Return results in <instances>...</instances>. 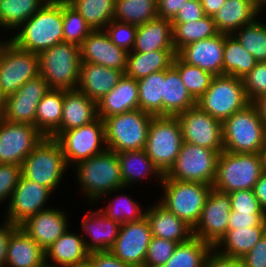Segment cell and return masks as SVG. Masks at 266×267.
Returning a JSON list of instances; mask_svg holds the SVG:
<instances>
[{
	"mask_svg": "<svg viewBox=\"0 0 266 267\" xmlns=\"http://www.w3.org/2000/svg\"><path fill=\"white\" fill-rule=\"evenodd\" d=\"M242 260L245 267H266V233Z\"/></svg>",
	"mask_w": 266,
	"mask_h": 267,
	"instance_id": "obj_55",
	"label": "cell"
},
{
	"mask_svg": "<svg viewBox=\"0 0 266 267\" xmlns=\"http://www.w3.org/2000/svg\"><path fill=\"white\" fill-rule=\"evenodd\" d=\"M48 0H0V28L17 29Z\"/></svg>",
	"mask_w": 266,
	"mask_h": 267,
	"instance_id": "obj_41",
	"label": "cell"
},
{
	"mask_svg": "<svg viewBox=\"0 0 266 267\" xmlns=\"http://www.w3.org/2000/svg\"><path fill=\"white\" fill-rule=\"evenodd\" d=\"M230 213L229 194L212 188L202 209L201 217L193 228V236L214 247L227 232Z\"/></svg>",
	"mask_w": 266,
	"mask_h": 267,
	"instance_id": "obj_16",
	"label": "cell"
},
{
	"mask_svg": "<svg viewBox=\"0 0 266 267\" xmlns=\"http://www.w3.org/2000/svg\"><path fill=\"white\" fill-rule=\"evenodd\" d=\"M52 193L45 186L21 175L7 205L8 213L5 220L20 226L29 217L49 208H46L45 204L50 200Z\"/></svg>",
	"mask_w": 266,
	"mask_h": 267,
	"instance_id": "obj_19",
	"label": "cell"
},
{
	"mask_svg": "<svg viewBox=\"0 0 266 267\" xmlns=\"http://www.w3.org/2000/svg\"><path fill=\"white\" fill-rule=\"evenodd\" d=\"M254 104L256 105L260 118L266 127V95L259 97Z\"/></svg>",
	"mask_w": 266,
	"mask_h": 267,
	"instance_id": "obj_62",
	"label": "cell"
},
{
	"mask_svg": "<svg viewBox=\"0 0 266 267\" xmlns=\"http://www.w3.org/2000/svg\"><path fill=\"white\" fill-rule=\"evenodd\" d=\"M151 237V229L146 217L137 222L123 223L110 251L125 264L144 267Z\"/></svg>",
	"mask_w": 266,
	"mask_h": 267,
	"instance_id": "obj_18",
	"label": "cell"
},
{
	"mask_svg": "<svg viewBox=\"0 0 266 267\" xmlns=\"http://www.w3.org/2000/svg\"><path fill=\"white\" fill-rule=\"evenodd\" d=\"M232 35L240 45L251 54L257 63L266 62V24L257 21V18Z\"/></svg>",
	"mask_w": 266,
	"mask_h": 267,
	"instance_id": "obj_44",
	"label": "cell"
},
{
	"mask_svg": "<svg viewBox=\"0 0 266 267\" xmlns=\"http://www.w3.org/2000/svg\"><path fill=\"white\" fill-rule=\"evenodd\" d=\"M82 235L74 234L68 229L61 237L45 250V260L51 259L48 264L57 267H65L70 264H78L88 259ZM49 257V258H48ZM54 263V264H53Z\"/></svg>",
	"mask_w": 266,
	"mask_h": 267,
	"instance_id": "obj_31",
	"label": "cell"
},
{
	"mask_svg": "<svg viewBox=\"0 0 266 267\" xmlns=\"http://www.w3.org/2000/svg\"><path fill=\"white\" fill-rule=\"evenodd\" d=\"M4 101H5V98L0 93V116H1L3 109H4Z\"/></svg>",
	"mask_w": 266,
	"mask_h": 267,
	"instance_id": "obj_66",
	"label": "cell"
},
{
	"mask_svg": "<svg viewBox=\"0 0 266 267\" xmlns=\"http://www.w3.org/2000/svg\"><path fill=\"white\" fill-rule=\"evenodd\" d=\"M219 154L218 151L183 142L174 165L163 178L213 186Z\"/></svg>",
	"mask_w": 266,
	"mask_h": 267,
	"instance_id": "obj_12",
	"label": "cell"
},
{
	"mask_svg": "<svg viewBox=\"0 0 266 267\" xmlns=\"http://www.w3.org/2000/svg\"><path fill=\"white\" fill-rule=\"evenodd\" d=\"M17 227L8 220L0 225V267H5L6 265L9 238Z\"/></svg>",
	"mask_w": 266,
	"mask_h": 267,
	"instance_id": "obj_59",
	"label": "cell"
},
{
	"mask_svg": "<svg viewBox=\"0 0 266 267\" xmlns=\"http://www.w3.org/2000/svg\"><path fill=\"white\" fill-rule=\"evenodd\" d=\"M262 173L258 153L222 151L217 161V175L213 188L223 193L253 190Z\"/></svg>",
	"mask_w": 266,
	"mask_h": 267,
	"instance_id": "obj_6",
	"label": "cell"
},
{
	"mask_svg": "<svg viewBox=\"0 0 266 267\" xmlns=\"http://www.w3.org/2000/svg\"><path fill=\"white\" fill-rule=\"evenodd\" d=\"M50 90L42 76L27 81L14 94L5 98L1 117L11 123L35 126L38 104Z\"/></svg>",
	"mask_w": 266,
	"mask_h": 267,
	"instance_id": "obj_17",
	"label": "cell"
},
{
	"mask_svg": "<svg viewBox=\"0 0 266 267\" xmlns=\"http://www.w3.org/2000/svg\"><path fill=\"white\" fill-rule=\"evenodd\" d=\"M4 41H5V39L4 40L2 39V42H0V48L4 44Z\"/></svg>",
	"mask_w": 266,
	"mask_h": 267,
	"instance_id": "obj_68",
	"label": "cell"
},
{
	"mask_svg": "<svg viewBox=\"0 0 266 267\" xmlns=\"http://www.w3.org/2000/svg\"><path fill=\"white\" fill-rule=\"evenodd\" d=\"M183 142L221 153L224 148L222 122L202 111L197 105L177 115Z\"/></svg>",
	"mask_w": 266,
	"mask_h": 267,
	"instance_id": "obj_15",
	"label": "cell"
},
{
	"mask_svg": "<svg viewBox=\"0 0 266 267\" xmlns=\"http://www.w3.org/2000/svg\"><path fill=\"white\" fill-rule=\"evenodd\" d=\"M173 45L178 52L182 47L216 36L217 30L215 21L210 16H205L198 21L187 23H172Z\"/></svg>",
	"mask_w": 266,
	"mask_h": 267,
	"instance_id": "obj_38",
	"label": "cell"
},
{
	"mask_svg": "<svg viewBox=\"0 0 266 267\" xmlns=\"http://www.w3.org/2000/svg\"><path fill=\"white\" fill-rule=\"evenodd\" d=\"M223 151L258 153L266 142V127L251 102L222 122Z\"/></svg>",
	"mask_w": 266,
	"mask_h": 267,
	"instance_id": "obj_3",
	"label": "cell"
},
{
	"mask_svg": "<svg viewBox=\"0 0 266 267\" xmlns=\"http://www.w3.org/2000/svg\"><path fill=\"white\" fill-rule=\"evenodd\" d=\"M21 175V166L16 164H0V202L4 200L10 201Z\"/></svg>",
	"mask_w": 266,
	"mask_h": 267,
	"instance_id": "obj_52",
	"label": "cell"
},
{
	"mask_svg": "<svg viewBox=\"0 0 266 267\" xmlns=\"http://www.w3.org/2000/svg\"><path fill=\"white\" fill-rule=\"evenodd\" d=\"M260 11L253 0H226L223 6L213 15L217 30L220 33L232 34L244 25L258 18Z\"/></svg>",
	"mask_w": 266,
	"mask_h": 267,
	"instance_id": "obj_30",
	"label": "cell"
},
{
	"mask_svg": "<svg viewBox=\"0 0 266 267\" xmlns=\"http://www.w3.org/2000/svg\"><path fill=\"white\" fill-rule=\"evenodd\" d=\"M176 50H154L147 53L129 52L124 74L135 80L167 70L173 62Z\"/></svg>",
	"mask_w": 266,
	"mask_h": 267,
	"instance_id": "obj_33",
	"label": "cell"
},
{
	"mask_svg": "<svg viewBox=\"0 0 266 267\" xmlns=\"http://www.w3.org/2000/svg\"><path fill=\"white\" fill-rule=\"evenodd\" d=\"M98 118L97 102L78 89L64 90L60 127L50 136L57 139L63 132L89 124Z\"/></svg>",
	"mask_w": 266,
	"mask_h": 267,
	"instance_id": "obj_23",
	"label": "cell"
},
{
	"mask_svg": "<svg viewBox=\"0 0 266 267\" xmlns=\"http://www.w3.org/2000/svg\"><path fill=\"white\" fill-rule=\"evenodd\" d=\"M206 267H245V265L242 258L228 257L212 249L207 258Z\"/></svg>",
	"mask_w": 266,
	"mask_h": 267,
	"instance_id": "obj_57",
	"label": "cell"
},
{
	"mask_svg": "<svg viewBox=\"0 0 266 267\" xmlns=\"http://www.w3.org/2000/svg\"><path fill=\"white\" fill-rule=\"evenodd\" d=\"M172 65L178 70L182 82L196 101L208 90L214 78V75L200 67L183 62L177 55L174 56Z\"/></svg>",
	"mask_w": 266,
	"mask_h": 267,
	"instance_id": "obj_45",
	"label": "cell"
},
{
	"mask_svg": "<svg viewBox=\"0 0 266 267\" xmlns=\"http://www.w3.org/2000/svg\"><path fill=\"white\" fill-rule=\"evenodd\" d=\"M45 136L33 125L11 123L0 116V164L21 166Z\"/></svg>",
	"mask_w": 266,
	"mask_h": 267,
	"instance_id": "obj_14",
	"label": "cell"
},
{
	"mask_svg": "<svg viewBox=\"0 0 266 267\" xmlns=\"http://www.w3.org/2000/svg\"><path fill=\"white\" fill-rule=\"evenodd\" d=\"M154 50H175L171 20L157 17L137 26L135 45L131 52L147 53Z\"/></svg>",
	"mask_w": 266,
	"mask_h": 267,
	"instance_id": "obj_29",
	"label": "cell"
},
{
	"mask_svg": "<svg viewBox=\"0 0 266 267\" xmlns=\"http://www.w3.org/2000/svg\"><path fill=\"white\" fill-rule=\"evenodd\" d=\"M228 194L231 200V211L240 213H265L255 197L253 190H239Z\"/></svg>",
	"mask_w": 266,
	"mask_h": 267,
	"instance_id": "obj_51",
	"label": "cell"
},
{
	"mask_svg": "<svg viewBox=\"0 0 266 267\" xmlns=\"http://www.w3.org/2000/svg\"><path fill=\"white\" fill-rule=\"evenodd\" d=\"M139 109L153 116H163L164 70L137 80Z\"/></svg>",
	"mask_w": 266,
	"mask_h": 267,
	"instance_id": "obj_40",
	"label": "cell"
},
{
	"mask_svg": "<svg viewBox=\"0 0 266 267\" xmlns=\"http://www.w3.org/2000/svg\"><path fill=\"white\" fill-rule=\"evenodd\" d=\"M242 80L250 102L254 103L259 97L266 95V62L256 63Z\"/></svg>",
	"mask_w": 266,
	"mask_h": 267,
	"instance_id": "obj_50",
	"label": "cell"
},
{
	"mask_svg": "<svg viewBox=\"0 0 266 267\" xmlns=\"http://www.w3.org/2000/svg\"><path fill=\"white\" fill-rule=\"evenodd\" d=\"M104 30L116 46L128 53L133 50L137 26L113 19Z\"/></svg>",
	"mask_w": 266,
	"mask_h": 267,
	"instance_id": "obj_49",
	"label": "cell"
},
{
	"mask_svg": "<svg viewBox=\"0 0 266 267\" xmlns=\"http://www.w3.org/2000/svg\"><path fill=\"white\" fill-rule=\"evenodd\" d=\"M9 39L20 49L40 54L64 42L63 0H48Z\"/></svg>",
	"mask_w": 266,
	"mask_h": 267,
	"instance_id": "obj_1",
	"label": "cell"
},
{
	"mask_svg": "<svg viewBox=\"0 0 266 267\" xmlns=\"http://www.w3.org/2000/svg\"><path fill=\"white\" fill-rule=\"evenodd\" d=\"M213 246L192 236L188 241L178 243L172 256L162 267H206V261Z\"/></svg>",
	"mask_w": 266,
	"mask_h": 267,
	"instance_id": "obj_37",
	"label": "cell"
},
{
	"mask_svg": "<svg viewBox=\"0 0 266 267\" xmlns=\"http://www.w3.org/2000/svg\"><path fill=\"white\" fill-rule=\"evenodd\" d=\"M56 140L62 147L68 167L107 149L105 125L99 117L89 124L63 132Z\"/></svg>",
	"mask_w": 266,
	"mask_h": 267,
	"instance_id": "obj_13",
	"label": "cell"
},
{
	"mask_svg": "<svg viewBox=\"0 0 266 267\" xmlns=\"http://www.w3.org/2000/svg\"><path fill=\"white\" fill-rule=\"evenodd\" d=\"M40 75V56L25 51L10 40L0 48V93L4 98L14 94L27 81Z\"/></svg>",
	"mask_w": 266,
	"mask_h": 267,
	"instance_id": "obj_11",
	"label": "cell"
},
{
	"mask_svg": "<svg viewBox=\"0 0 266 267\" xmlns=\"http://www.w3.org/2000/svg\"><path fill=\"white\" fill-rule=\"evenodd\" d=\"M39 267H57L55 265H51V264H48V262H45L44 264H42L41 266Z\"/></svg>",
	"mask_w": 266,
	"mask_h": 267,
	"instance_id": "obj_67",
	"label": "cell"
},
{
	"mask_svg": "<svg viewBox=\"0 0 266 267\" xmlns=\"http://www.w3.org/2000/svg\"><path fill=\"white\" fill-rule=\"evenodd\" d=\"M40 76L50 89L75 90L81 64L80 47L62 42L40 54Z\"/></svg>",
	"mask_w": 266,
	"mask_h": 267,
	"instance_id": "obj_7",
	"label": "cell"
},
{
	"mask_svg": "<svg viewBox=\"0 0 266 267\" xmlns=\"http://www.w3.org/2000/svg\"><path fill=\"white\" fill-rule=\"evenodd\" d=\"M64 90L50 89L36 110L35 127L50 137L59 127L63 112Z\"/></svg>",
	"mask_w": 266,
	"mask_h": 267,
	"instance_id": "obj_36",
	"label": "cell"
},
{
	"mask_svg": "<svg viewBox=\"0 0 266 267\" xmlns=\"http://www.w3.org/2000/svg\"><path fill=\"white\" fill-rule=\"evenodd\" d=\"M65 213L51 207L29 217L19 227L46 250L68 230V217Z\"/></svg>",
	"mask_w": 266,
	"mask_h": 267,
	"instance_id": "obj_22",
	"label": "cell"
},
{
	"mask_svg": "<svg viewBox=\"0 0 266 267\" xmlns=\"http://www.w3.org/2000/svg\"><path fill=\"white\" fill-rule=\"evenodd\" d=\"M82 230L90 241L84 238L86 250L89 253L110 250L114 245L121 224L108 218L100 210L86 214L81 220Z\"/></svg>",
	"mask_w": 266,
	"mask_h": 267,
	"instance_id": "obj_27",
	"label": "cell"
},
{
	"mask_svg": "<svg viewBox=\"0 0 266 267\" xmlns=\"http://www.w3.org/2000/svg\"><path fill=\"white\" fill-rule=\"evenodd\" d=\"M225 33L199 40L182 47L177 56L185 63L197 66L210 74L223 75Z\"/></svg>",
	"mask_w": 266,
	"mask_h": 267,
	"instance_id": "obj_21",
	"label": "cell"
},
{
	"mask_svg": "<svg viewBox=\"0 0 266 267\" xmlns=\"http://www.w3.org/2000/svg\"><path fill=\"white\" fill-rule=\"evenodd\" d=\"M67 167L60 143L56 139L45 137L25 158L21 173L28 180L54 192L59 188Z\"/></svg>",
	"mask_w": 266,
	"mask_h": 267,
	"instance_id": "obj_5",
	"label": "cell"
},
{
	"mask_svg": "<svg viewBox=\"0 0 266 267\" xmlns=\"http://www.w3.org/2000/svg\"><path fill=\"white\" fill-rule=\"evenodd\" d=\"M205 13L200 0H187L178 11L171 23H187L198 21L205 17Z\"/></svg>",
	"mask_w": 266,
	"mask_h": 267,
	"instance_id": "obj_54",
	"label": "cell"
},
{
	"mask_svg": "<svg viewBox=\"0 0 266 267\" xmlns=\"http://www.w3.org/2000/svg\"><path fill=\"white\" fill-rule=\"evenodd\" d=\"M152 118L136 109L104 119L107 149L116 153L144 149Z\"/></svg>",
	"mask_w": 266,
	"mask_h": 267,
	"instance_id": "obj_8",
	"label": "cell"
},
{
	"mask_svg": "<svg viewBox=\"0 0 266 267\" xmlns=\"http://www.w3.org/2000/svg\"><path fill=\"white\" fill-rule=\"evenodd\" d=\"M256 60L249 54L232 34H225L223 75L243 79L256 65Z\"/></svg>",
	"mask_w": 266,
	"mask_h": 267,
	"instance_id": "obj_39",
	"label": "cell"
},
{
	"mask_svg": "<svg viewBox=\"0 0 266 267\" xmlns=\"http://www.w3.org/2000/svg\"><path fill=\"white\" fill-rule=\"evenodd\" d=\"M254 194L266 213V172H263L254 186Z\"/></svg>",
	"mask_w": 266,
	"mask_h": 267,
	"instance_id": "obj_60",
	"label": "cell"
},
{
	"mask_svg": "<svg viewBox=\"0 0 266 267\" xmlns=\"http://www.w3.org/2000/svg\"><path fill=\"white\" fill-rule=\"evenodd\" d=\"M266 213H240L231 211L227 230L248 228L253 226H266Z\"/></svg>",
	"mask_w": 266,
	"mask_h": 267,
	"instance_id": "obj_53",
	"label": "cell"
},
{
	"mask_svg": "<svg viewBox=\"0 0 266 267\" xmlns=\"http://www.w3.org/2000/svg\"><path fill=\"white\" fill-rule=\"evenodd\" d=\"M97 108L98 117L101 120L139 109L137 80L123 74L118 84L97 103Z\"/></svg>",
	"mask_w": 266,
	"mask_h": 267,
	"instance_id": "obj_25",
	"label": "cell"
},
{
	"mask_svg": "<svg viewBox=\"0 0 266 267\" xmlns=\"http://www.w3.org/2000/svg\"><path fill=\"white\" fill-rule=\"evenodd\" d=\"M177 242L151 237L147 248L144 267H162L175 251Z\"/></svg>",
	"mask_w": 266,
	"mask_h": 267,
	"instance_id": "obj_48",
	"label": "cell"
},
{
	"mask_svg": "<svg viewBox=\"0 0 266 267\" xmlns=\"http://www.w3.org/2000/svg\"><path fill=\"white\" fill-rule=\"evenodd\" d=\"M86 20L92 30H104L113 20L115 0H66Z\"/></svg>",
	"mask_w": 266,
	"mask_h": 267,
	"instance_id": "obj_42",
	"label": "cell"
},
{
	"mask_svg": "<svg viewBox=\"0 0 266 267\" xmlns=\"http://www.w3.org/2000/svg\"><path fill=\"white\" fill-rule=\"evenodd\" d=\"M196 103L182 82L178 70L173 65L164 70L163 116H177L195 107Z\"/></svg>",
	"mask_w": 266,
	"mask_h": 267,
	"instance_id": "obj_32",
	"label": "cell"
},
{
	"mask_svg": "<svg viewBox=\"0 0 266 267\" xmlns=\"http://www.w3.org/2000/svg\"><path fill=\"white\" fill-rule=\"evenodd\" d=\"M182 144L177 116H153L144 150L163 175L174 165Z\"/></svg>",
	"mask_w": 266,
	"mask_h": 267,
	"instance_id": "obj_9",
	"label": "cell"
},
{
	"mask_svg": "<svg viewBox=\"0 0 266 267\" xmlns=\"http://www.w3.org/2000/svg\"><path fill=\"white\" fill-rule=\"evenodd\" d=\"M145 217L149 222L153 237L182 243L193 236V228L158 201L145 211Z\"/></svg>",
	"mask_w": 266,
	"mask_h": 267,
	"instance_id": "obj_26",
	"label": "cell"
},
{
	"mask_svg": "<svg viewBox=\"0 0 266 267\" xmlns=\"http://www.w3.org/2000/svg\"><path fill=\"white\" fill-rule=\"evenodd\" d=\"M105 209H100L108 218L123 224L126 222H137L145 217L142 206L127 195H119L112 198ZM143 211V212H142Z\"/></svg>",
	"mask_w": 266,
	"mask_h": 267,
	"instance_id": "obj_46",
	"label": "cell"
},
{
	"mask_svg": "<svg viewBox=\"0 0 266 267\" xmlns=\"http://www.w3.org/2000/svg\"><path fill=\"white\" fill-rule=\"evenodd\" d=\"M255 7L261 12L263 7H266V0H253Z\"/></svg>",
	"mask_w": 266,
	"mask_h": 267,
	"instance_id": "obj_65",
	"label": "cell"
},
{
	"mask_svg": "<svg viewBox=\"0 0 266 267\" xmlns=\"http://www.w3.org/2000/svg\"><path fill=\"white\" fill-rule=\"evenodd\" d=\"M258 155L260 157L262 170H263V172H266V142L264 143V145L259 150Z\"/></svg>",
	"mask_w": 266,
	"mask_h": 267,
	"instance_id": "obj_63",
	"label": "cell"
},
{
	"mask_svg": "<svg viewBox=\"0 0 266 267\" xmlns=\"http://www.w3.org/2000/svg\"><path fill=\"white\" fill-rule=\"evenodd\" d=\"M92 267H133L118 259L110 250L89 253Z\"/></svg>",
	"mask_w": 266,
	"mask_h": 267,
	"instance_id": "obj_56",
	"label": "cell"
},
{
	"mask_svg": "<svg viewBox=\"0 0 266 267\" xmlns=\"http://www.w3.org/2000/svg\"><path fill=\"white\" fill-rule=\"evenodd\" d=\"M157 17V0H115L114 20L140 26Z\"/></svg>",
	"mask_w": 266,
	"mask_h": 267,
	"instance_id": "obj_43",
	"label": "cell"
},
{
	"mask_svg": "<svg viewBox=\"0 0 266 267\" xmlns=\"http://www.w3.org/2000/svg\"><path fill=\"white\" fill-rule=\"evenodd\" d=\"M45 262V250L18 226L9 238L5 267H39Z\"/></svg>",
	"mask_w": 266,
	"mask_h": 267,
	"instance_id": "obj_28",
	"label": "cell"
},
{
	"mask_svg": "<svg viewBox=\"0 0 266 267\" xmlns=\"http://www.w3.org/2000/svg\"><path fill=\"white\" fill-rule=\"evenodd\" d=\"M63 35L64 42L81 46L83 40L93 30L87 24L80 13L71 6L66 0H63Z\"/></svg>",
	"mask_w": 266,
	"mask_h": 267,
	"instance_id": "obj_47",
	"label": "cell"
},
{
	"mask_svg": "<svg viewBox=\"0 0 266 267\" xmlns=\"http://www.w3.org/2000/svg\"><path fill=\"white\" fill-rule=\"evenodd\" d=\"M81 62L125 72L128 52L116 46L105 30H93L80 46Z\"/></svg>",
	"mask_w": 266,
	"mask_h": 267,
	"instance_id": "obj_20",
	"label": "cell"
},
{
	"mask_svg": "<svg viewBox=\"0 0 266 267\" xmlns=\"http://www.w3.org/2000/svg\"><path fill=\"white\" fill-rule=\"evenodd\" d=\"M73 168H76L77 183L84 194L86 193L89 203L125 188L117 153L112 150L106 149L79 162Z\"/></svg>",
	"mask_w": 266,
	"mask_h": 267,
	"instance_id": "obj_2",
	"label": "cell"
},
{
	"mask_svg": "<svg viewBox=\"0 0 266 267\" xmlns=\"http://www.w3.org/2000/svg\"><path fill=\"white\" fill-rule=\"evenodd\" d=\"M206 16L213 17L226 0H200Z\"/></svg>",
	"mask_w": 266,
	"mask_h": 267,
	"instance_id": "obj_61",
	"label": "cell"
},
{
	"mask_svg": "<svg viewBox=\"0 0 266 267\" xmlns=\"http://www.w3.org/2000/svg\"><path fill=\"white\" fill-rule=\"evenodd\" d=\"M187 0H157L158 17L172 20Z\"/></svg>",
	"mask_w": 266,
	"mask_h": 267,
	"instance_id": "obj_58",
	"label": "cell"
},
{
	"mask_svg": "<svg viewBox=\"0 0 266 267\" xmlns=\"http://www.w3.org/2000/svg\"><path fill=\"white\" fill-rule=\"evenodd\" d=\"M117 157L125 188L132 186L140 181L141 178L152 177L153 175L161 183L164 175L154 165L144 149L117 153Z\"/></svg>",
	"mask_w": 266,
	"mask_h": 267,
	"instance_id": "obj_34",
	"label": "cell"
},
{
	"mask_svg": "<svg viewBox=\"0 0 266 267\" xmlns=\"http://www.w3.org/2000/svg\"><path fill=\"white\" fill-rule=\"evenodd\" d=\"M159 203L192 228L198 223L212 185L163 178Z\"/></svg>",
	"mask_w": 266,
	"mask_h": 267,
	"instance_id": "obj_4",
	"label": "cell"
},
{
	"mask_svg": "<svg viewBox=\"0 0 266 267\" xmlns=\"http://www.w3.org/2000/svg\"><path fill=\"white\" fill-rule=\"evenodd\" d=\"M123 74L114 68L81 62L77 89L98 103L118 84Z\"/></svg>",
	"mask_w": 266,
	"mask_h": 267,
	"instance_id": "obj_24",
	"label": "cell"
},
{
	"mask_svg": "<svg viewBox=\"0 0 266 267\" xmlns=\"http://www.w3.org/2000/svg\"><path fill=\"white\" fill-rule=\"evenodd\" d=\"M65 267H92V264L90 262L89 259L81 262V263H78V264H70V265H67Z\"/></svg>",
	"mask_w": 266,
	"mask_h": 267,
	"instance_id": "obj_64",
	"label": "cell"
},
{
	"mask_svg": "<svg viewBox=\"0 0 266 267\" xmlns=\"http://www.w3.org/2000/svg\"><path fill=\"white\" fill-rule=\"evenodd\" d=\"M265 233L266 226H248V228L227 230L213 249L228 257L242 258Z\"/></svg>",
	"mask_w": 266,
	"mask_h": 267,
	"instance_id": "obj_35",
	"label": "cell"
},
{
	"mask_svg": "<svg viewBox=\"0 0 266 267\" xmlns=\"http://www.w3.org/2000/svg\"><path fill=\"white\" fill-rule=\"evenodd\" d=\"M251 102L247 98L243 80L231 75H217L196 105L213 118L223 122Z\"/></svg>",
	"mask_w": 266,
	"mask_h": 267,
	"instance_id": "obj_10",
	"label": "cell"
}]
</instances>
